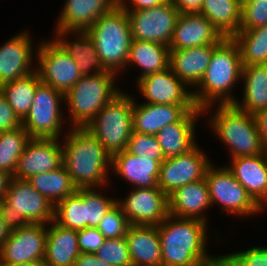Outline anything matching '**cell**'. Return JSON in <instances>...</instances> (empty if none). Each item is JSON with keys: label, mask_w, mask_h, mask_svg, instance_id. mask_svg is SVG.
Here are the masks:
<instances>
[{"label": "cell", "mask_w": 267, "mask_h": 266, "mask_svg": "<svg viewBox=\"0 0 267 266\" xmlns=\"http://www.w3.org/2000/svg\"><path fill=\"white\" fill-rule=\"evenodd\" d=\"M131 189L123 201H117L130 225L157 226L169 215L168 196L158 186Z\"/></svg>", "instance_id": "15"}, {"label": "cell", "mask_w": 267, "mask_h": 266, "mask_svg": "<svg viewBox=\"0 0 267 266\" xmlns=\"http://www.w3.org/2000/svg\"><path fill=\"white\" fill-rule=\"evenodd\" d=\"M87 32L104 68L118 75L124 72L133 40L127 11L118 4L101 15Z\"/></svg>", "instance_id": "4"}, {"label": "cell", "mask_w": 267, "mask_h": 266, "mask_svg": "<svg viewBox=\"0 0 267 266\" xmlns=\"http://www.w3.org/2000/svg\"><path fill=\"white\" fill-rule=\"evenodd\" d=\"M55 206L27 180L12 178L3 199L0 214L6 227L13 231L30 223L49 224Z\"/></svg>", "instance_id": "7"}, {"label": "cell", "mask_w": 267, "mask_h": 266, "mask_svg": "<svg viewBox=\"0 0 267 266\" xmlns=\"http://www.w3.org/2000/svg\"><path fill=\"white\" fill-rule=\"evenodd\" d=\"M40 84L39 75L34 71L25 77L0 85V92L18 117L23 120L32 107L36 89Z\"/></svg>", "instance_id": "33"}, {"label": "cell", "mask_w": 267, "mask_h": 266, "mask_svg": "<svg viewBox=\"0 0 267 266\" xmlns=\"http://www.w3.org/2000/svg\"><path fill=\"white\" fill-rule=\"evenodd\" d=\"M118 4L119 0H66L55 30L87 31L101 15Z\"/></svg>", "instance_id": "24"}, {"label": "cell", "mask_w": 267, "mask_h": 266, "mask_svg": "<svg viewBox=\"0 0 267 266\" xmlns=\"http://www.w3.org/2000/svg\"><path fill=\"white\" fill-rule=\"evenodd\" d=\"M77 239L80 253H96L106 238L98 228L87 227L77 231Z\"/></svg>", "instance_id": "44"}, {"label": "cell", "mask_w": 267, "mask_h": 266, "mask_svg": "<svg viewBox=\"0 0 267 266\" xmlns=\"http://www.w3.org/2000/svg\"><path fill=\"white\" fill-rule=\"evenodd\" d=\"M265 156H266V159H267V148H265Z\"/></svg>", "instance_id": "54"}, {"label": "cell", "mask_w": 267, "mask_h": 266, "mask_svg": "<svg viewBox=\"0 0 267 266\" xmlns=\"http://www.w3.org/2000/svg\"><path fill=\"white\" fill-rule=\"evenodd\" d=\"M208 120L212 133L229 147L230 159L255 156L265 152L253 114L234 104H217ZM210 121V122H209Z\"/></svg>", "instance_id": "5"}, {"label": "cell", "mask_w": 267, "mask_h": 266, "mask_svg": "<svg viewBox=\"0 0 267 266\" xmlns=\"http://www.w3.org/2000/svg\"><path fill=\"white\" fill-rule=\"evenodd\" d=\"M125 237L132 266H162L157 226L130 225Z\"/></svg>", "instance_id": "28"}, {"label": "cell", "mask_w": 267, "mask_h": 266, "mask_svg": "<svg viewBox=\"0 0 267 266\" xmlns=\"http://www.w3.org/2000/svg\"><path fill=\"white\" fill-rule=\"evenodd\" d=\"M63 101L64 94L51 86L41 83L37 87L32 107L22 120V127L31 138H61L66 121L60 106Z\"/></svg>", "instance_id": "10"}, {"label": "cell", "mask_w": 267, "mask_h": 266, "mask_svg": "<svg viewBox=\"0 0 267 266\" xmlns=\"http://www.w3.org/2000/svg\"><path fill=\"white\" fill-rule=\"evenodd\" d=\"M207 223L168 215L159 225L162 266H221V256L207 254Z\"/></svg>", "instance_id": "1"}, {"label": "cell", "mask_w": 267, "mask_h": 266, "mask_svg": "<svg viewBox=\"0 0 267 266\" xmlns=\"http://www.w3.org/2000/svg\"><path fill=\"white\" fill-rule=\"evenodd\" d=\"M95 254L113 266H132L126 237L105 239Z\"/></svg>", "instance_id": "40"}, {"label": "cell", "mask_w": 267, "mask_h": 266, "mask_svg": "<svg viewBox=\"0 0 267 266\" xmlns=\"http://www.w3.org/2000/svg\"><path fill=\"white\" fill-rule=\"evenodd\" d=\"M76 192L84 199L86 228H97L103 217L118 201L113 197L102 195L96 188H79Z\"/></svg>", "instance_id": "38"}, {"label": "cell", "mask_w": 267, "mask_h": 266, "mask_svg": "<svg viewBox=\"0 0 267 266\" xmlns=\"http://www.w3.org/2000/svg\"><path fill=\"white\" fill-rule=\"evenodd\" d=\"M114 154L127 149L133 131V97L120 92L100 110L85 127Z\"/></svg>", "instance_id": "8"}, {"label": "cell", "mask_w": 267, "mask_h": 266, "mask_svg": "<svg viewBox=\"0 0 267 266\" xmlns=\"http://www.w3.org/2000/svg\"><path fill=\"white\" fill-rule=\"evenodd\" d=\"M227 168L265 210L267 206V159L265 152L255 156L232 158Z\"/></svg>", "instance_id": "22"}, {"label": "cell", "mask_w": 267, "mask_h": 266, "mask_svg": "<svg viewBox=\"0 0 267 266\" xmlns=\"http://www.w3.org/2000/svg\"><path fill=\"white\" fill-rule=\"evenodd\" d=\"M75 266H113L104 262L95 253H80L76 259Z\"/></svg>", "instance_id": "48"}, {"label": "cell", "mask_w": 267, "mask_h": 266, "mask_svg": "<svg viewBox=\"0 0 267 266\" xmlns=\"http://www.w3.org/2000/svg\"><path fill=\"white\" fill-rule=\"evenodd\" d=\"M10 230L6 227L5 222L2 220L0 214V247L4 244L8 238Z\"/></svg>", "instance_id": "51"}, {"label": "cell", "mask_w": 267, "mask_h": 266, "mask_svg": "<svg viewBox=\"0 0 267 266\" xmlns=\"http://www.w3.org/2000/svg\"><path fill=\"white\" fill-rule=\"evenodd\" d=\"M129 65L142 70L137 81L146 75L164 71L170 67V49L165 45L133 39L126 67Z\"/></svg>", "instance_id": "32"}, {"label": "cell", "mask_w": 267, "mask_h": 266, "mask_svg": "<svg viewBox=\"0 0 267 266\" xmlns=\"http://www.w3.org/2000/svg\"><path fill=\"white\" fill-rule=\"evenodd\" d=\"M267 25V0H255L242 5L239 31Z\"/></svg>", "instance_id": "43"}, {"label": "cell", "mask_w": 267, "mask_h": 266, "mask_svg": "<svg viewBox=\"0 0 267 266\" xmlns=\"http://www.w3.org/2000/svg\"><path fill=\"white\" fill-rule=\"evenodd\" d=\"M18 127H22V120L0 92V132L10 131Z\"/></svg>", "instance_id": "45"}, {"label": "cell", "mask_w": 267, "mask_h": 266, "mask_svg": "<svg viewBox=\"0 0 267 266\" xmlns=\"http://www.w3.org/2000/svg\"><path fill=\"white\" fill-rule=\"evenodd\" d=\"M261 142L267 148V108L261 109L254 114Z\"/></svg>", "instance_id": "49"}, {"label": "cell", "mask_w": 267, "mask_h": 266, "mask_svg": "<svg viewBox=\"0 0 267 266\" xmlns=\"http://www.w3.org/2000/svg\"><path fill=\"white\" fill-rule=\"evenodd\" d=\"M233 40L239 46L243 66L267 64V25L239 31Z\"/></svg>", "instance_id": "35"}, {"label": "cell", "mask_w": 267, "mask_h": 266, "mask_svg": "<svg viewBox=\"0 0 267 266\" xmlns=\"http://www.w3.org/2000/svg\"><path fill=\"white\" fill-rule=\"evenodd\" d=\"M54 221L62 227L72 230L86 228L84 199L75 191L59 201L54 208Z\"/></svg>", "instance_id": "37"}, {"label": "cell", "mask_w": 267, "mask_h": 266, "mask_svg": "<svg viewBox=\"0 0 267 266\" xmlns=\"http://www.w3.org/2000/svg\"><path fill=\"white\" fill-rule=\"evenodd\" d=\"M62 144V165L72 183L79 188H101L108 185L112 156L86 128H71Z\"/></svg>", "instance_id": "2"}, {"label": "cell", "mask_w": 267, "mask_h": 266, "mask_svg": "<svg viewBox=\"0 0 267 266\" xmlns=\"http://www.w3.org/2000/svg\"><path fill=\"white\" fill-rule=\"evenodd\" d=\"M168 201L170 215L208 223L205 213L212 207V202L205 178L177 188L168 196Z\"/></svg>", "instance_id": "21"}, {"label": "cell", "mask_w": 267, "mask_h": 266, "mask_svg": "<svg viewBox=\"0 0 267 266\" xmlns=\"http://www.w3.org/2000/svg\"><path fill=\"white\" fill-rule=\"evenodd\" d=\"M242 66L239 46L233 38H223L213 45L208 68L199 84L192 88L196 107L207 114L217 103L233 104L237 98L231 92L240 84Z\"/></svg>", "instance_id": "3"}, {"label": "cell", "mask_w": 267, "mask_h": 266, "mask_svg": "<svg viewBox=\"0 0 267 266\" xmlns=\"http://www.w3.org/2000/svg\"><path fill=\"white\" fill-rule=\"evenodd\" d=\"M132 39L170 45L173 32L180 16L171 0L161 5L137 11H127Z\"/></svg>", "instance_id": "12"}, {"label": "cell", "mask_w": 267, "mask_h": 266, "mask_svg": "<svg viewBox=\"0 0 267 266\" xmlns=\"http://www.w3.org/2000/svg\"><path fill=\"white\" fill-rule=\"evenodd\" d=\"M13 176L3 170H0V201L3 199L7 189L9 188V184Z\"/></svg>", "instance_id": "50"}, {"label": "cell", "mask_w": 267, "mask_h": 266, "mask_svg": "<svg viewBox=\"0 0 267 266\" xmlns=\"http://www.w3.org/2000/svg\"><path fill=\"white\" fill-rule=\"evenodd\" d=\"M47 240V224L30 223L10 231L0 247V262L23 264L43 261Z\"/></svg>", "instance_id": "14"}, {"label": "cell", "mask_w": 267, "mask_h": 266, "mask_svg": "<svg viewBox=\"0 0 267 266\" xmlns=\"http://www.w3.org/2000/svg\"><path fill=\"white\" fill-rule=\"evenodd\" d=\"M57 138H31L20 156L13 178L28 180L62 165V144Z\"/></svg>", "instance_id": "17"}, {"label": "cell", "mask_w": 267, "mask_h": 266, "mask_svg": "<svg viewBox=\"0 0 267 266\" xmlns=\"http://www.w3.org/2000/svg\"><path fill=\"white\" fill-rule=\"evenodd\" d=\"M221 266H267V246L221 255Z\"/></svg>", "instance_id": "42"}, {"label": "cell", "mask_w": 267, "mask_h": 266, "mask_svg": "<svg viewBox=\"0 0 267 266\" xmlns=\"http://www.w3.org/2000/svg\"><path fill=\"white\" fill-rule=\"evenodd\" d=\"M243 99L233 104L242 111L255 114L267 108V64L242 66Z\"/></svg>", "instance_id": "30"}, {"label": "cell", "mask_w": 267, "mask_h": 266, "mask_svg": "<svg viewBox=\"0 0 267 266\" xmlns=\"http://www.w3.org/2000/svg\"><path fill=\"white\" fill-rule=\"evenodd\" d=\"M253 1H255V0H240V2H241V6H242L243 4H245V3H247V2H253Z\"/></svg>", "instance_id": "53"}, {"label": "cell", "mask_w": 267, "mask_h": 266, "mask_svg": "<svg viewBox=\"0 0 267 266\" xmlns=\"http://www.w3.org/2000/svg\"><path fill=\"white\" fill-rule=\"evenodd\" d=\"M224 37L200 13H181L173 32L169 49H186L216 45Z\"/></svg>", "instance_id": "19"}, {"label": "cell", "mask_w": 267, "mask_h": 266, "mask_svg": "<svg viewBox=\"0 0 267 266\" xmlns=\"http://www.w3.org/2000/svg\"><path fill=\"white\" fill-rule=\"evenodd\" d=\"M196 108V105H158L146 101L138 104L133 97V131L156 135L163 127L178 122Z\"/></svg>", "instance_id": "20"}, {"label": "cell", "mask_w": 267, "mask_h": 266, "mask_svg": "<svg viewBox=\"0 0 267 266\" xmlns=\"http://www.w3.org/2000/svg\"><path fill=\"white\" fill-rule=\"evenodd\" d=\"M136 83L146 103L195 105L192 91L173 73L171 67L146 75Z\"/></svg>", "instance_id": "16"}, {"label": "cell", "mask_w": 267, "mask_h": 266, "mask_svg": "<svg viewBox=\"0 0 267 266\" xmlns=\"http://www.w3.org/2000/svg\"><path fill=\"white\" fill-rule=\"evenodd\" d=\"M54 33L53 39L76 62L82 76L108 71L102 65L95 43L87 31L54 30ZM70 35H75L76 39L67 40Z\"/></svg>", "instance_id": "25"}, {"label": "cell", "mask_w": 267, "mask_h": 266, "mask_svg": "<svg viewBox=\"0 0 267 266\" xmlns=\"http://www.w3.org/2000/svg\"><path fill=\"white\" fill-rule=\"evenodd\" d=\"M199 147L196 144L186 153L165 158L160 165L158 187L167 196L179 187L205 178L206 170L212 163Z\"/></svg>", "instance_id": "13"}, {"label": "cell", "mask_w": 267, "mask_h": 266, "mask_svg": "<svg viewBox=\"0 0 267 266\" xmlns=\"http://www.w3.org/2000/svg\"><path fill=\"white\" fill-rule=\"evenodd\" d=\"M27 181L54 206L77 189L63 165L53 171L31 176Z\"/></svg>", "instance_id": "34"}, {"label": "cell", "mask_w": 267, "mask_h": 266, "mask_svg": "<svg viewBox=\"0 0 267 266\" xmlns=\"http://www.w3.org/2000/svg\"><path fill=\"white\" fill-rule=\"evenodd\" d=\"M0 266H46V264L43 261L27 262L23 264H7L0 262Z\"/></svg>", "instance_id": "52"}, {"label": "cell", "mask_w": 267, "mask_h": 266, "mask_svg": "<svg viewBox=\"0 0 267 266\" xmlns=\"http://www.w3.org/2000/svg\"><path fill=\"white\" fill-rule=\"evenodd\" d=\"M240 0H203L200 14L205 16L224 38H233L241 24Z\"/></svg>", "instance_id": "31"}, {"label": "cell", "mask_w": 267, "mask_h": 266, "mask_svg": "<svg viewBox=\"0 0 267 266\" xmlns=\"http://www.w3.org/2000/svg\"><path fill=\"white\" fill-rule=\"evenodd\" d=\"M203 114L200 108L188 111L178 122L166 125L156 134L165 158L186 153L197 144L196 123Z\"/></svg>", "instance_id": "26"}, {"label": "cell", "mask_w": 267, "mask_h": 266, "mask_svg": "<svg viewBox=\"0 0 267 266\" xmlns=\"http://www.w3.org/2000/svg\"><path fill=\"white\" fill-rule=\"evenodd\" d=\"M48 225L43 262L46 266H75L80 254L77 231L62 227L54 220Z\"/></svg>", "instance_id": "29"}, {"label": "cell", "mask_w": 267, "mask_h": 266, "mask_svg": "<svg viewBox=\"0 0 267 266\" xmlns=\"http://www.w3.org/2000/svg\"><path fill=\"white\" fill-rule=\"evenodd\" d=\"M30 36L27 31L20 32L0 46V85L36 71L32 66L35 49Z\"/></svg>", "instance_id": "18"}, {"label": "cell", "mask_w": 267, "mask_h": 266, "mask_svg": "<svg viewBox=\"0 0 267 266\" xmlns=\"http://www.w3.org/2000/svg\"><path fill=\"white\" fill-rule=\"evenodd\" d=\"M213 55V45L186 49H170V67L173 73L190 90L196 87L204 76Z\"/></svg>", "instance_id": "27"}, {"label": "cell", "mask_w": 267, "mask_h": 266, "mask_svg": "<svg viewBox=\"0 0 267 266\" xmlns=\"http://www.w3.org/2000/svg\"><path fill=\"white\" fill-rule=\"evenodd\" d=\"M37 47L34 53L37 52L36 71L41 83L65 95L82 77L78 65L54 39Z\"/></svg>", "instance_id": "11"}, {"label": "cell", "mask_w": 267, "mask_h": 266, "mask_svg": "<svg viewBox=\"0 0 267 266\" xmlns=\"http://www.w3.org/2000/svg\"><path fill=\"white\" fill-rule=\"evenodd\" d=\"M180 13H199L203 0H171Z\"/></svg>", "instance_id": "47"}, {"label": "cell", "mask_w": 267, "mask_h": 266, "mask_svg": "<svg viewBox=\"0 0 267 266\" xmlns=\"http://www.w3.org/2000/svg\"><path fill=\"white\" fill-rule=\"evenodd\" d=\"M212 206L221 204V213L251 216L265 211L238 182L227 166L211 164L205 173Z\"/></svg>", "instance_id": "9"}, {"label": "cell", "mask_w": 267, "mask_h": 266, "mask_svg": "<svg viewBox=\"0 0 267 266\" xmlns=\"http://www.w3.org/2000/svg\"><path fill=\"white\" fill-rule=\"evenodd\" d=\"M167 0H119V5L125 11H137V10H144L149 9L162 3L166 2ZM130 2V3H129ZM130 4V6H129Z\"/></svg>", "instance_id": "46"}, {"label": "cell", "mask_w": 267, "mask_h": 266, "mask_svg": "<svg viewBox=\"0 0 267 266\" xmlns=\"http://www.w3.org/2000/svg\"><path fill=\"white\" fill-rule=\"evenodd\" d=\"M161 163L151 157H139L127 150L112 156L111 170L134 188H151L158 186Z\"/></svg>", "instance_id": "23"}, {"label": "cell", "mask_w": 267, "mask_h": 266, "mask_svg": "<svg viewBox=\"0 0 267 266\" xmlns=\"http://www.w3.org/2000/svg\"><path fill=\"white\" fill-rule=\"evenodd\" d=\"M117 76L118 74L113 71L82 76L64 95V102L70 112L67 118H70L71 127L85 128L88 126L106 103L121 92V89L115 86Z\"/></svg>", "instance_id": "6"}, {"label": "cell", "mask_w": 267, "mask_h": 266, "mask_svg": "<svg viewBox=\"0 0 267 266\" xmlns=\"http://www.w3.org/2000/svg\"><path fill=\"white\" fill-rule=\"evenodd\" d=\"M126 150L135 156L151 157V159L157 160L161 164L165 160L162 148L156 135L132 131Z\"/></svg>", "instance_id": "39"}, {"label": "cell", "mask_w": 267, "mask_h": 266, "mask_svg": "<svg viewBox=\"0 0 267 266\" xmlns=\"http://www.w3.org/2000/svg\"><path fill=\"white\" fill-rule=\"evenodd\" d=\"M30 139L23 127L0 132V170L14 175L18 160Z\"/></svg>", "instance_id": "36"}, {"label": "cell", "mask_w": 267, "mask_h": 266, "mask_svg": "<svg viewBox=\"0 0 267 266\" xmlns=\"http://www.w3.org/2000/svg\"><path fill=\"white\" fill-rule=\"evenodd\" d=\"M130 223L124 215L121 206L116 203L103 217L98 230L106 239L125 237Z\"/></svg>", "instance_id": "41"}]
</instances>
